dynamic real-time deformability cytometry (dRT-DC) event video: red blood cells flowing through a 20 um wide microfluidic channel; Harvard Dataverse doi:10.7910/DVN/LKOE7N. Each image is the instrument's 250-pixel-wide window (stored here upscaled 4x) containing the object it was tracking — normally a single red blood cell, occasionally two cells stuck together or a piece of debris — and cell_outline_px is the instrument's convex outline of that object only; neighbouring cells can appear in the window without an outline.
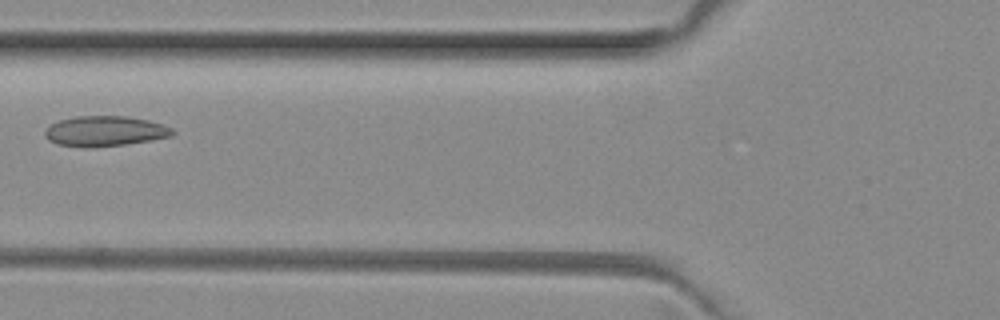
{"species": "common noctule bat (a hibernating species)", "species_latin": "Nyctalus noctula", "temperature_condition": "room temperature", "stored_images_in_passage": 5, "camera_frame_rate_fps": 3000, "um_per_image_px": 0.085, "animal": {"sex": "female", "body_mass_g": 29.2, "forearm_length_mm": 56.3}, "frame": {"image": 1, "passage_image": 5, "time_ms": 1.333, "image_size_px": [1000, 320], "cell_outline_px": [[176, 132], [172, 136], [152, 140], [124, 144], [92, 148], [84, 148], [56, 144], [48, 140], [44, 136], [44, 132], [52, 124], [60, 120], [76, 116], [128, 116], [148, 120], [164, 124], [172, 128]], "centroid_in_image_um": [8.93, 11.15], "position_along_channel_um": 116.9, "area_um2": 22.72}}